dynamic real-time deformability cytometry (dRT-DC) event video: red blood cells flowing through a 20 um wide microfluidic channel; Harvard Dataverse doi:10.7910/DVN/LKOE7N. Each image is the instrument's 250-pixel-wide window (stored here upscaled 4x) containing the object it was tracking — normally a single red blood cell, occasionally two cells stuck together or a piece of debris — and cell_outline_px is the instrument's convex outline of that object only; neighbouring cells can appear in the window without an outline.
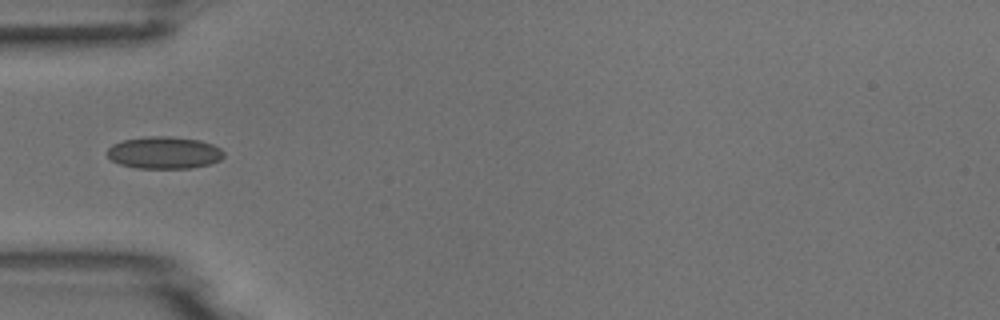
{"species": "common noctule bat (a hibernating species)", "species_latin": "Nyctalus noctula", "temperature_condition": "room temperature", "stored_images_in_passage": 3, "camera_frame_rate_fps": 3000, "um_per_image_px": 0.085, "animal": {"sex": "male", "body_mass_g": 18.8}, "frame": {"image": 1, "passage_image": 2, "time_ms": 1.333, "image_size_px": [1000, 320], "cell_outline_px": [[224, 156], [220, 160], [208, 164], [188, 168], [136, 168], [120, 164], [112, 160], [108, 156], [108, 148], [112, 144], [124, 140], [148, 136], [172, 136], [200, 140], [212, 144], [220, 148], [224, 152]], "centroid_in_image_um": [13.96, 12.97], "position_along_channel_um": 71.0, "area_um2": 21.79}}